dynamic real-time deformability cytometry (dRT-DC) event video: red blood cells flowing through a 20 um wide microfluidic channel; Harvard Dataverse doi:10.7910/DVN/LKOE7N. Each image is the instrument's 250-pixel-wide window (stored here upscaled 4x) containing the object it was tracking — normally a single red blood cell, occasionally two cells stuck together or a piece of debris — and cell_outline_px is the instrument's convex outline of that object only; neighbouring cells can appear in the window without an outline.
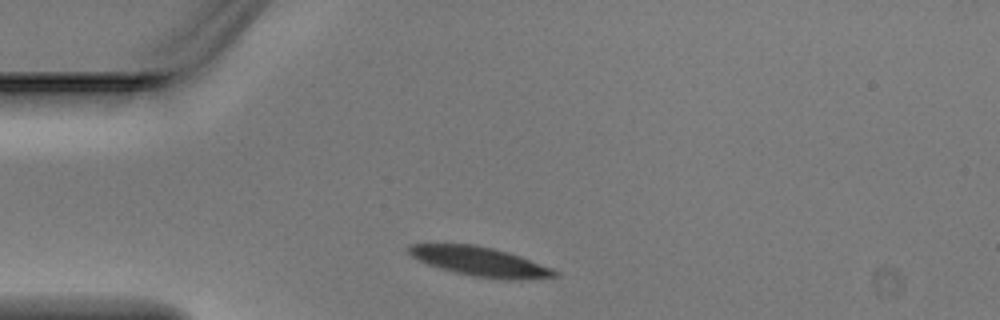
{"species": "Egyptian fruit bat (a non-hibernating species)", "species_latin": "Rousettus aegyptiacus", "temperature_condition": "warm", "stored_images_in_passage": 1, "camera_frame_rate_fps": 3000, "um_per_image_px": 0.085, "animal": {"sex": "male"}, "frame": {"image": 1, "passage_image": 1, "time_ms": 0.0, "image_size_px": [1000, 320], "cell_outline_px": [[560, 272], [556, 276], [520, 280], [508, 280], [472, 276], [440, 268], [428, 264], [412, 256], [408, 252], [408, 244], [476, 244], [508, 252], [520, 256], [552, 268]], "centroid_in_image_um": [40.82, 22.23], "position_along_channel_um": 44.2, "area_um2": 24.74}}